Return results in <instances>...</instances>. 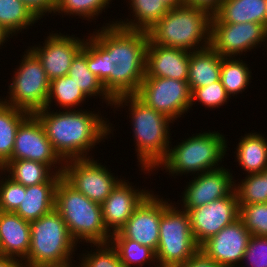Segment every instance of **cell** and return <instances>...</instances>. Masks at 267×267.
Wrapping results in <instances>:
<instances>
[{
  "label": "cell",
  "instance_id": "cb8c5ba5",
  "mask_svg": "<svg viewBox=\"0 0 267 267\" xmlns=\"http://www.w3.org/2000/svg\"><path fill=\"white\" fill-rule=\"evenodd\" d=\"M236 145L238 165L246 175L261 173L267 169V138L257 132L241 136Z\"/></svg>",
  "mask_w": 267,
  "mask_h": 267
},
{
  "label": "cell",
  "instance_id": "f35d334b",
  "mask_svg": "<svg viewBox=\"0 0 267 267\" xmlns=\"http://www.w3.org/2000/svg\"><path fill=\"white\" fill-rule=\"evenodd\" d=\"M3 174L6 177L2 178ZM23 193L25 186L13 181L5 172L0 174V211L15 212L21 204Z\"/></svg>",
  "mask_w": 267,
  "mask_h": 267
},
{
  "label": "cell",
  "instance_id": "5bb4252c",
  "mask_svg": "<svg viewBox=\"0 0 267 267\" xmlns=\"http://www.w3.org/2000/svg\"><path fill=\"white\" fill-rule=\"evenodd\" d=\"M187 211L191 232L200 246L222 228L239 218V202L235 190L228 196Z\"/></svg>",
  "mask_w": 267,
  "mask_h": 267
},
{
  "label": "cell",
  "instance_id": "f1b7e54d",
  "mask_svg": "<svg viewBox=\"0 0 267 267\" xmlns=\"http://www.w3.org/2000/svg\"><path fill=\"white\" fill-rule=\"evenodd\" d=\"M4 172L25 187L45 183L55 174L47 164L32 160H8Z\"/></svg>",
  "mask_w": 267,
  "mask_h": 267
},
{
  "label": "cell",
  "instance_id": "7bdbcfd3",
  "mask_svg": "<svg viewBox=\"0 0 267 267\" xmlns=\"http://www.w3.org/2000/svg\"><path fill=\"white\" fill-rule=\"evenodd\" d=\"M224 0H183L184 5L202 7L212 14L220 7Z\"/></svg>",
  "mask_w": 267,
  "mask_h": 267
},
{
  "label": "cell",
  "instance_id": "52a82bcc",
  "mask_svg": "<svg viewBox=\"0 0 267 267\" xmlns=\"http://www.w3.org/2000/svg\"><path fill=\"white\" fill-rule=\"evenodd\" d=\"M193 135L169 147L166 158L154 170L162 167V171L164 169L172 176L189 173L191 176L221 168L228 148L225 135L210 130Z\"/></svg>",
  "mask_w": 267,
  "mask_h": 267
},
{
  "label": "cell",
  "instance_id": "30bf717a",
  "mask_svg": "<svg viewBox=\"0 0 267 267\" xmlns=\"http://www.w3.org/2000/svg\"><path fill=\"white\" fill-rule=\"evenodd\" d=\"M135 95L147 106L173 121L183 118L182 115L188 114L191 108V91L186 81L144 77Z\"/></svg>",
  "mask_w": 267,
  "mask_h": 267
},
{
  "label": "cell",
  "instance_id": "2e32d148",
  "mask_svg": "<svg viewBox=\"0 0 267 267\" xmlns=\"http://www.w3.org/2000/svg\"><path fill=\"white\" fill-rule=\"evenodd\" d=\"M53 32L45 38L43 46L35 44L29 47L41 62L50 81L68 75L74 57L82 50L85 42V38Z\"/></svg>",
  "mask_w": 267,
  "mask_h": 267
},
{
  "label": "cell",
  "instance_id": "4fadbf2b",
  "mask_svg": "<svg viewBox=\"0 0 267 267\" xmlns=\"http://www.w3.org/2000/svg\"><path fill=\"white\" fill-rule=\"evenodd\" d=\"M9 160L42 162L52 170L54 169L56 174H62L65 165V162L54 150L52 143L47 138L43 124L35 114H30L20 124L15 136L12 157Z\"/></svg>",
  "mask_w": 267,
  "mask_h": 267
},
{
  "label": "cell",
  "instance_id": "9c48e42d",
  "mask_svg": "<svg viewBox=\"0 0 267 267\" xmlns=\"http://www.w3.org/2000/svg\"><path fill=\"white\" fill-rule=\"evenodd\" d=\"M25 51L8 85L9 96L1 99L15 108L35 114L46 106L50 80L37 56L29 48Z\"/></svg>",
  "mask_w": 267,
  "mask_h": 267
},
{
  "label": "cell",
  "instance_id": "d6986e66",
  "mask_svg": "<svg viewBox=\"0 0 267 267\" xmlns=\"http://www.w3.org/2000/svg\"><path fill=\"white\" fill-rule=\"evenodd\" d=\"M128 180L122 178L110 195L101 204L103 222L107 230L113 234L118 232L131 217L133 212L152 190H141L132 186Z\"/></svg>",
  "mask_w": 267,
  "mask_h": 267
},
{
  "label": "cell",
  "instance_id": "6da1fadb",
  "mask_svg": "<svg viewBox=\"0 0 267 267\" xmlns=\"http://www.w3.org/2000/svg\"><path fill=\"white\" fill-rule=\"evenodd\" d=\"M105 23L87 39L88 69L101 81L113 98L136 94L145 77V31L129 30Z\"/></svg>",
  "mask_w": 267,
  "mask_h": 267
},
{
  "label": "cell",
  "instance_id": "484cf974",
  "mask_svg": "<svg viewBox=\"0 0 267 267\" xmlns=\"http://www.w3.org/2000/svg\"><path fill=\"white\" fill-rule=\"evenodd\" d=\"M68 75L74 78V82L88 98L102 97V103L105 102L107 106L113 107L114 99L106 92L101 81L88 69L87 37L82 50L74 57Z\"/></svg>",
  "mask_w": 267,
  "mask_h": 267
},
{
  "label": "cell",
  "instance_id": "44dd1931",
  "mask_svg": "<svg viewBox=\"0 0 267 267\" xmlns=\"http://www.w3.org/2000/svg\"><path fill=\"white\" fill-rule=\"evenodd\" d=\"M30 235V222L15 212L0 211V255L22 262L28 255Z\"/></svg>",
  "mask_w": 267,
  "mask_h": 267
},
{
  "label": "cell",
  "instance_id": "d6a6232c",
  "mask_svg": "<svg viewBox=\"0 0 267 267\" xmlns=\"http://www.w3.org/2000/svg\"><path fill=\"white\" fill-rule=\"evenodd\" d=\"M110 243L116 249L124 267H143L145 264L151 266V263L154 267L157 266L155 252L137 241L127 238H111Z\"/></svg>",
  "mask_w": 267,
  "mask_h": 267
},
{
  "label": "cell",
  "instance_id": "8992f818",
  "mask_svg": "<svg viewBox=\"0 0 267 267\" xmlns=\"http://www.w3.org/2000/svg\"><path fill=\"white\" fill-rule=\"evenodd\" d=\"M55 209L78 243H109L111 233L103 222L101 204L89 200L63 177L55 190Z\"/></svg>",
  "mask_w": 267,
  "mask_h": 267
},
{
  "label": "cell",
  "instance_id": "ac0fdd59",
  "mask_svg": "<svg viewBox=\"0 0 267 267\" xmlns=\"http://www.w3.org/2000/svg\"><path fill=\"white\" fill-rule=\"evenodd\" d=\"M251 236L238 218L203 242L199 249L221 267H239Z\"/></svg>",
  "mask_w": 267,
  "mask_h": 267
},
{
  "label": "cell",
  "instance_id": "ab89813d",
  "mask_svg": "<svg viewBox=\"0 0 267 267\" xmlns=\"http://www.w3.org/2000/svg\"><path fill=\"white\" fill-rule=\"evenodd\" d=\"M241 263L239 267H267L266 236H251ZM244 263L245 266H243Z\"/></svg>",
  "mask_w": 267,
  "mask_h": 267
},
{
  "label": "cell",
  "instance_id": "1f68e13d",
  "mask_svg": "<svg viewBox=\"0 0 267 267\" xmlns=\"http://www.w3.org/2000/svg\"><path fill=\"white\" fill-rule=\"evenodd\" d=\"M36 22L38 19L21 0H0V25L12 36L29 29Z\"/></svg>",
  "mask_w": 267,
  "mask_h": 267
},
{
  "label": "cell",
  "instance_id": "60d3db41",
  "mask_svg": "<svg viewBox=\"0 0 267 267\" xmlns=\"http://www.w3.org/2000/svg\"><path fill=\"white\" fill-rule=\"evenodd\" d=\"M30 12L38 19L49 13L54 15L56 0H21Z\"/></svg>",
  "mask_w": 267,
  "mask_h": 267
},
{
  "label": "cell",
  "instance_id": "e575fe53",
  "mask_svg": "<svg viewBox=\"0 0 267 267\" xmlns=\"http://www.w3.org/2000/svg\"><path fill=\"white\" fill-rule=\"evenodd\" d=\"M236 182L234 190L239 205L267 202V181L261 173L248 174L239 184Z\"/></svg>",
  "mask_w": 267,
  "mask_h": 267
},
{
  "label": "cell",
  "instance_id": "8d00e7d4",
  "mask_svg": "<svg viewBox=\"0 0 267 267\" xmlns=\"http://www.w3.org/2000/svg\"><path fill=\"white\" fill-rule=\"evenodd\" d=\"M239 218L251 235L267 237V202L239 205Z\"/></svg>",
  "mask_w": 267,
  "mask_h": 267
},
{
  "label": "cell",
  "instance_id": "f6af8a7d",
  "mask_svg": "<svg viewBox=\"0 0 267 267\" xmlns=\"http://www.w3.org/2000/svg\"><path fill=\"white\" fill-rule=\"evenodd\" d=\"M9 37L13 38L12 35L0 25V47H2L3 44H5V42L9 40Z\"/></svg>",
  "mask_w": 267,
  "mask_h": 267
},
{
  "label": "cell",
  "instance_id": "8fae6325",
  "mask_svg": "<svg viewBox=\"0 0 267 267\" xmlns=\"http://www.w3.org/2000/svg\"><path fill=\"white\" fill-rule=\"evenodd\" d=\"M266 43L265 25L254 22L225 23L212 14L210 46L221 57H239L262 44L267 46Z\"/></svg>",
  "mask_w": 267,
  "mask_h": 267
},
{
  "label": "cell",
  "instance_id": "5b68a950",
  "mask_svg": "<svg viewBox=\"0 0 267 267\" xmlns=\"http://www.w3.org/2000/svg\"><path fill=\"white\" fill-rule=\"evenodd\" d=\"M30 233V248L22 261L23 267L75 265L73 255L79 243L70 235L66 223L55 208L30 222Z\"/></svg>",
  "mask_w": 267,
  "mask_h": 267
},
{
  "label": "cell",
  "instance_id": "7a4b0ae2",
  "mask_svg": "<svg viewBox=\"0 0 267 267\" xmlns=\"http://www.w3.org/2000/svg\"><path fill=\"white\" fill-rule=\"evenodd\" d=\"M51 110L43 108L35 115L43 124L54 150L64 162L90 158L92 148L101 141L105 142L104 139H108L111 133L113 135L114 127L99 111L93 113L81 108L64 111L59 109L56 112Z\"/></svg>",
  "mask_w": 267,
  "mask_h": 267
},
{
  "label": "cell",
  "instance_id": "e0dca14e",
  "mask_svg": "<svg viewBox=\"0 0 267 267\" xmlns=\"http://www.w3.org/2000/svg\"><path fill=\"white\" fill-rule=\"evenodd\" d=\"M233 178V174L224 166L196 174L181 193V209L191 210L230 195L235 188Z\"/></svg>",
  "mask_w": 267,
  "mask_h": 267
},
{
  "label": "cell",
  "instance_id": "7402d4cb",
  "mask_svg": "<svg viewBox=\"0 0 267 267\" xmlns=\"http://www.w3.org/2000/svg\"><path fill=\"white\" fill-rule=\"evenodd\" d=\"M62 174H54L47 182L25 187L15 213L28 222L39 219L55 208V190Z\"/></svg>",
  "mask_w": 267,
  "mask_h": 267
},
{
  "label": "cell",
  "instance_id": "f907efd6",
  "mask_svg": "<svg viewBox=\"0 0 267 267\" xmlns=\"http://www.w3.org/2000/svg\"><path fill=\"white\" fill-rule=\"evenodd\" d=\"M64 267H76V265H68V266H64Z\"/></svg>",
  "mask_w": 267,
  "mask_h": 267
},
{
  "label": "cell",
  "instance_id": "ffe728a7",
  "mask_svg": "<svg viewBox=\"0 0 267 267\" xmlns=\"http://www.w3.org/2000/svg\"><path fill=\"white\" fill-rule=\"evenodd\" d=\"M189 70V51L152 44L146 49L145 77H161L186 81Z\"/></svg>",
  "mask_w": 267,
  "mask_h": 267
},
{
  "label": "cell",
  "instance_id": "d4e9b609",
  "mask_svg": "<svg viewBox=\"0 0 267 267\" xmlns=\"http://www.w3.org/2000/svg\"><path fill=\"white\" fill-rule=\"evenodd\" d=\"M214 14L225 23L254 22L266 26V0H224Z\"/></svg>",
  "mask_w": 267,
  "mask_h": 267
},
{
  "label": "cell",
  "instance_id": "4dcf8cb0",
  "mask_svg": "<svg viewBox=\"0 0 267 267\" xmlns=\"http://www.w3.org/2000/svg\"><path fill=\"white\" fill-rule=\"evenodd\" d=\"M248 65L240 57H222L220 81L230 98L249 86L252 72Z\"/></svg>",
  "mask_w": 267,
  "mask_h": 267
},
{
  "label": "cell",
  "instance_id": "f546056e",
  "mask_svg": "<svg viewBox=\"0 0 267 267\" xmlns=\"http://www.w3.org/2000/svg\"><path fill=\"white\" fill-rule=\"evenodd\" d=\"M88 98L69 75L50 81L49 96L45 108L51 109L52 103L60 110H76ZM54 101V102H53ZM74 107V108H73Z\"/></svg>",
  "mask_w": 267,
  "mask_h": 267
},
{
  "label": "cell",
  "instance_id": "836d02e7",
  "mask_svg": "<svg viewBox=\"0 0 267 267\" xmlns=\"http://www.w3.org/2000/svg\"><path fill=\"white\" fill-rule=\"evenodd\" d=\"M112 0H56L54 15L79 16L83 20H96L105 8L110 7ZM59 14H58V13ZM64 13V14H63ZM91 19V20H90Z\"/></svg>",
  "mask_w": 267,
  "mask_h": 267
},
{
  "label": "cell",
  "instance_id": "9a60e30c",
  "mask_svg": "<svg viewBox=\"0 0 267 267\" xmlns=\"http://www.w3.org/2000/svg\"><path fill=\"white\" fill-rule=\"evenodd\" d=\"M162 216V198L152 191L137 207L126 224L111 238L137 241L156 252L159 244V226Z\"/></svg>",
  "mask_w": 267,
  "mask_h": 267
},
{
  "label": "cell",
  "instance_id": "74e56055",
  "mask_svg": "<svg viewBox=\"0 0 267 267\" xmlns=\"http://www.w3.org/2000/svg\"><path fill=\"white\" fill-rule=\"evenodd\" d=\"M229 98V95L219 80L211 85L195 88L191 92V107L198 102L201 106H206V109H216L220 108L224 104H227Z\"/></svg>",
  "mask_w": 267,
  "mask_h": 267
},
{
  "label": "cell",
  "instance_id": "ee69618b",
  "mask_svg": "<svg viewBox=\"0 0 267 267\" xmlns=\"http://www.w3.org/2000/svg\"><path fill=\"white\" fill-rule=\"evenodd\" d=\"M0 267H23L22 262L12 257L0 255Z\"/></svg>",
  "mask_w": 267,
  "mask_h": 267
},
{
  "label": "cell",
  "instance_id": "b9f144b4",
  "mask_svg": "<svg viewBox=\"0 0 267 267\" xmlns=\"http://www.w3.org/2000/svg\"><path fill=\"white\" fill-rule=\"evenodd\" d=\"M176 267H221L212 258L206 256L200 249L183 264Z\"/></svg>",
  "mask_w": 267,
  "mask_h": 267
},
{
  "label": "cell",
  "instance_id": "d590c367",
  "mask_svg": "<svg viewBox=\"0 0 267 267\" xmlns=\"http://www.w3.org/2000/svg\"><path fill=\"white\" fill-rule=\"evenodd\" d=\"M90 247L95 248V251L91 249L85 253L82 252L78 259L81 263L79 262L76 267H124L116 249L110 242L91 244Z\"/></svg>",
  "mask_w": 267,
  "mask_h": 267
},
{
  "label": "cell",
  "instance_id": "603a6c76",
  "mask_svg": "<svg viewBox=\"0 0 267 267\" xmlns=\"http://www.w3.org/2000/svg\"><path fill=\"white\" fill-rule=\"evenodd\" d=\"M222 57L211 47L189 52L188 86L205 87L220 80Z\"/></svg>",
  "mask_w": 267,
  "mask_h": 267
},
{
  "label": "cell",
  "instance_id": "3957f363",
  "mask_svg": "<svg viewBox=\"0 0 267 267\" xmlns=\"http://www.w3.org/2000/svg\"><path fill=\"white\" fill-rule=\"evenodd\" d=\"M112 108L129 106V118L137 153L138 167L144 174L154 172V168L166 158L171 143L170 125L174 124L166 115L147 106L135 94L114 99Z\"/></svg>",
  "mask_w": 267,
  "mask_h": 267
},
{
  "label": "cell",
  "instance_id": "bcb514c9",
  "mask_svg": "<svg viewBox=\"0 0 267 267\" xmlns=\"http://www.w3.org/2000/svg\"><path fill=\"white\" fill-rule=\"evenodd\" d=\"M169 8H176L183 5V0H161Z\"/></svg>",
  "mask_w": 267,
  "mask_h": 267
},
{
  "label": "cell",
  "instance_id": "681fc988",
  "mask_svg": "<svg viewBox=\"0 0 267 267\" xmlns=\"http://www.w3.org/2000/svg\"><path fill=\"white\" fill-rule=\"evenodd\" d=\"M266 27H267V0H266Z\"/></svg>",
  "mask_w": 267,
  "mask_h": 267
},
{
  "label": "cell",
  "instance_id": "ba28073f",
  "mask_svg": "<svg viewBox=\"0 0 267 267\" xmlns=\"http://www.w3.org/2000/svg\"><path fill=\"white\" fill-rule=\"evenodd\" d=\"M169 202V203H168ZM162 196V216L159 226V244L155 252L158 266L176 267L191 258L198 250L187 211L176 207Z\"/></svg>",
  "mask_w": 267,
  "mask_h": 267
},
{
  "label": "cell",
  "instance_id": "7c38bea8",
  "mask_svg": "<svg viewBox=\"0 0 267 267\" xmlns=\"http://www.w3.org/2000/svg\"><path fill=\"white\" fill-rule=\"evenodd\" d=\"M93 157L66 161L62 177L89 200L102 204L122 179Z\"/></svg>",
  "mask_w": 267,
  "mask_h": 267
},
{
  "label": "cell",
  "instance_id": "816d5d0a",
  "mask_svg": "<svg viewBox=\"0 0 267 267\" xmlns=\"http://www.w3.org/2000/svg\"><path fill=\"white\" fill-rule=\"evenodd\" d=\"M156 267H171V266H158V265H157Z\"/></svg>",
  "mask_w": 267,
  "mask_h": 267
},
{
  "label": "cell",
  "instance_id": "7dc6e473",
  "mask_svg": "<svg viewBox=\"0 0 267 267\" xmlns=\"http://www.w3.org/2000/svg\"><path fill=\"white\" fill-rule=\"evenodd\" d=\"M4 173V165L0 162V174Z\"/></svg>",
  "mask_w": 267,
  "mask_h": 267
},
{
  "label": "cell",
  "instance_id": "277c9868",
  "mask_svg": "<svg viewBox=\"0 0 267 267\" xmlns=\"http://www.w3.org/2000/svg\"><path fill=\"white\" fill-rule=\"evenodd\" d=\"M212 13L202 7L181 5L170 8L148 31L152 44L189 52L210 46Z\"/></svg>",
  "mask_w": 267,
  "mask_h": 267
},
{
  "label": "cell",
  "instance_id": "4316f807",
  "mask_svg": "<svg viewBox=\"0 0 267 267\" xmlns=\"http://www.w3.org/2000/svg\"><path fill=\"white\" fill-rule=\"evenodd\" d=\"M128 3L132 19H117L115 24L129 30L147 32L170 9L161 0H129Z\"/></svg>",
  "mask_w": 267,
  "mask_h": 267
},
{
  "label": "cell",
  "instance_id": "83f0119b",
  "mask_svg": "<svg viewBox=\"0 0 267 267\" xmlns=\"http://www.w3.org/2000/svg\"><path fill=\"white\" fill-rule=\"evenodd\" d=\"M29 115L27 111L6 104L0 98V162L3 165L12 157L16 132Z\"/></svg>",
  "mask_w": 267,
  "mask_h": 267
},
{
  "label": "cell",
  "instance_id": "c3c4849f",
  "mask_svg": "<svg viewBox=\"0 0 267 267\" xmlns=\"http://www.w3.org/2000/svg\"><path fill=\"white\" fill-rule=\"evenodd\" d=\"M261 174L265 177V179L267 181V169L264 170L263 172H261Z\"/></svg>",
  "mask_w": 267,
  "mask_h": 267
}]
</instances>
